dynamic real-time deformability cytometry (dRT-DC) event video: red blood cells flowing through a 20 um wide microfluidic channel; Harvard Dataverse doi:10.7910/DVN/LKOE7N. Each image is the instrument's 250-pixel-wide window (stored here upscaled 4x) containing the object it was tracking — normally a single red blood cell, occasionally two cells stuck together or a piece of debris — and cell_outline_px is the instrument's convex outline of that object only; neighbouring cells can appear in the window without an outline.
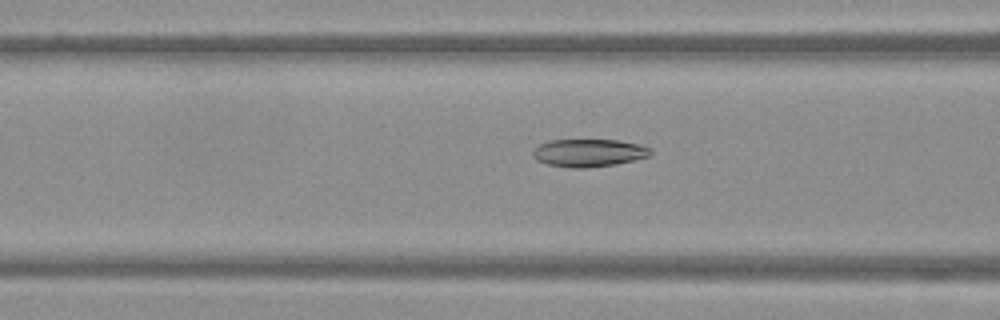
{"species": "Egyptian fruit bat (a non-hibernating species)", "species_latin": "Rousettus aegyptiacus", "temperature_condition": "warm", "stored_images_in_passage": 16, "camera_frame_rate_fps": 3000, "um_per_image_px": 0.085, "frame": {"image": 1, "passage_image": 6, "time_ms": 1.667, "image_size_px": [1000, 320], "cell_outline_px": [[652, 152], [648, 156], [616, 164], [584, 168], [572, 168], [548, 164], [536, 160], [532, 156], [532, 152], [540, 144], [548, 140], [620, 140], [640, 144], [652, 148]], "centroid_in_image_um": [50.05, 12.98], "position_along_channel_um": 116.6, "area_um2": 19.02}}
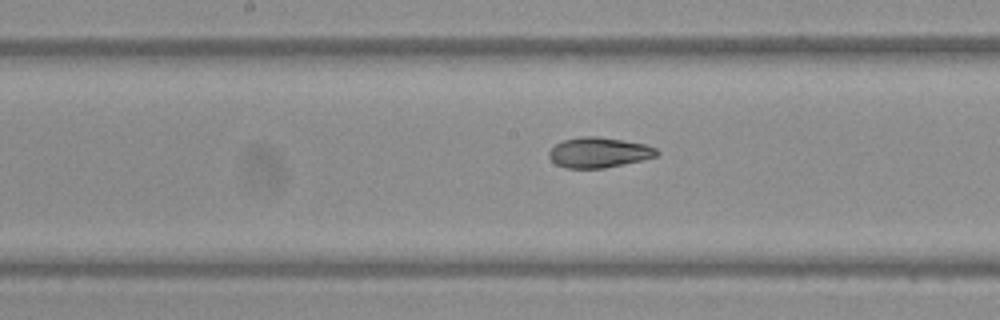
{"frame": {"image": 2, "passage_image": 12, "time_ms": 3.667, "image_size_px": [1000, 320], "cell_outline_px": [[660, 156], [624, 164], [604, 168], [564, 168], [556, 164], [548, 156], [548, 152], [556, 144], [564, 140], [580, 136], [596, 136], [644, 144], [656, 148], [660, 152]], "centroid_in_image_um": [50.91, 12.97], "position_along_channel_um": 197.3, "area_um2": 19.02}}
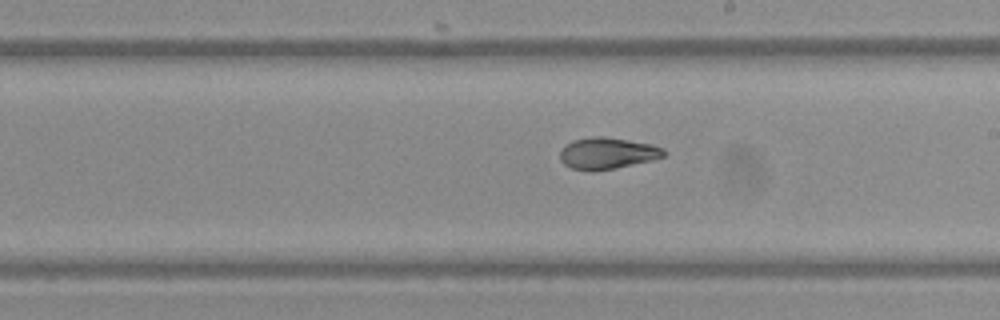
{"frame": {"image": 3, "passage_image": 15, "time_ms": 4.667, "image_size_px": [1000, 320], "cell_outline_px": [[668, 152], [664, 156], [652, 160], [616, 168], [592, 172], [572, 168], [564, 164], [560, 160], [560, 148], [564, 144], [572, 140], [592, 136], [604, 136], [652, 144], [664, 148]], "centroid_in_image_um": [51.6, 13.02], "position_along_channel_um": 237.4, "area_um2": 19.42}}